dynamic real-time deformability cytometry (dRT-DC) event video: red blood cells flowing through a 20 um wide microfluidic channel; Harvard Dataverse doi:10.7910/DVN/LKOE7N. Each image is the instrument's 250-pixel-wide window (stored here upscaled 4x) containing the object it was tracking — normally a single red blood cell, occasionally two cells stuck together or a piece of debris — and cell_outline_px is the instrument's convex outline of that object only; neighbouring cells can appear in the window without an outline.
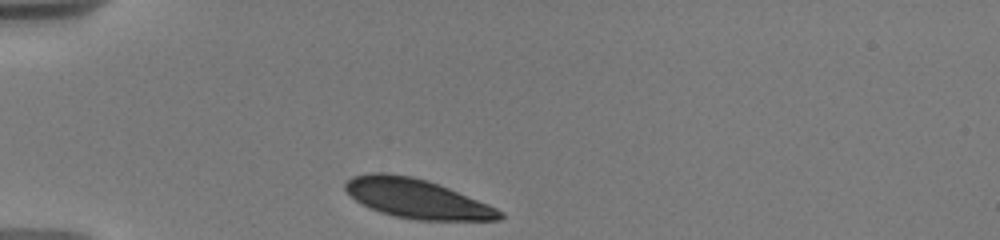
{"species": "human", "species_latin": "Homo sapiens", "temperature_condition": "warm", "stored_images_in_passage": 14, "camera_frame_rate_fps": 3000, "um_per_image_px": 0.085, "donor": {"sex": "male"}, "frame": {"image": 1, "passage_image": 1, "time_ms": 0.0, "image_size_px": [1000, 240], "cell_outline_px": [[504, 216], [500, 220], [416, 220], [396, 216], [380, 212], [356, 200], [344, 188], [344, 184], [352, 176], [372, 172], [384, 172], [412, 176], [428, 180], [488, 204], [504, 212]], "centroid_in_image_um": [35.44, 16.87], "position_along_channel_um": 49.6, "area_um2": 35.08}}
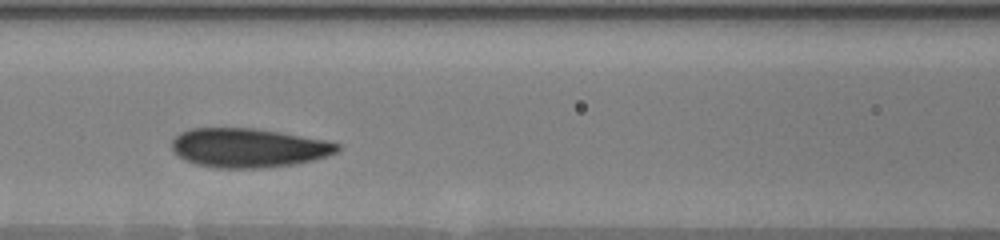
{"frame": {"image": 2, "passage_image": 11, "time_ms": 3.333, "image_size_px": [1000, 240], "cell_outline_px": [[340, 148], [336, 152], [312, 160], [292, 164], [264, 168], [212, 168], [196, 164], [176, 156], [172, 152], [172, 140], [180, 132], [192, 128], [252, 128], [280, 132], [328, 140], [340, 144]], "centroid_in_image_um": [21.07, 12.56], "position_along_channel_um": 145.5, "area_um2": 37.86}}
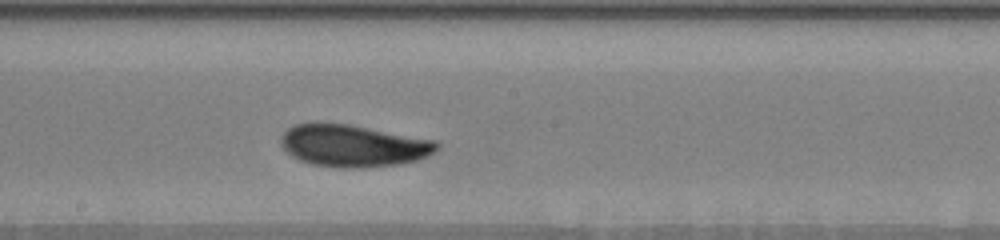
{"frame": {"image": 3, "passage_image": 14, "time_ms": 5.333, "image_size_px": [1000, 240], "cell_outline_px": [[440, 144], [432, 152], [416, 160], [400, 164], [364, 168], [344, 168], [312, 164], [300, 160], [292, 156], [280, 144], [280, 136], [288, 128], [296, 124], [316, 120], [348, 124], [436, 140]], "centroid_in_image_um": [29.96, 12.36], "position_along_channel_um": 218.2, "area_um2": 38.55}}